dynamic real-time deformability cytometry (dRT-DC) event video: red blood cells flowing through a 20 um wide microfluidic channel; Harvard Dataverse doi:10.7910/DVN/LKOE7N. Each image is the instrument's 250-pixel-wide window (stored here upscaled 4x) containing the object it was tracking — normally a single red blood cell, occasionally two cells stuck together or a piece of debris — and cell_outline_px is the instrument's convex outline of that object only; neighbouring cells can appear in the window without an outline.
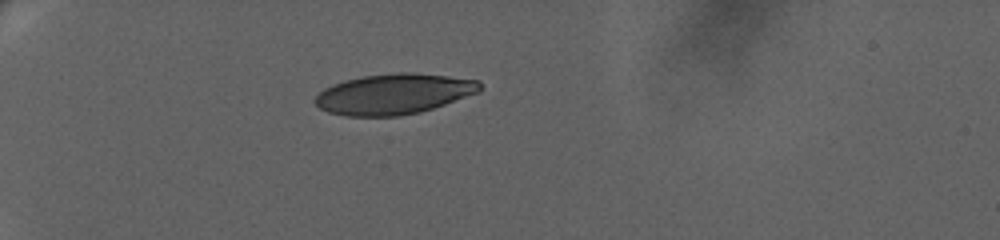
{"species": "human", "species_latin": "Homo sapiens", "temperature_condition": "warm", "stored_images_in_passage": 45, "camera_frame_rate_fps": 3000, "um_per_image_px": 0.085, "donor": {"sex": "female"}, "frame": {"image": 1, "passage_image": 1, "time_ms": 0.0, "image_size_px": [1000, 240], "cell_outline_px": [[480, 92], [420, 112], [400, 116], [344, 116], [328, 112], [320, 108], [312, 100], [324, 88], [332, 84], [344, 80], [364, 76], [396, 72], [412, 72], [448, 76], [480, 80]], "centroid_in_image_um": [33.45, 7.99], "position_along_channel_um": 51.5, "area_um2": 38.96}}
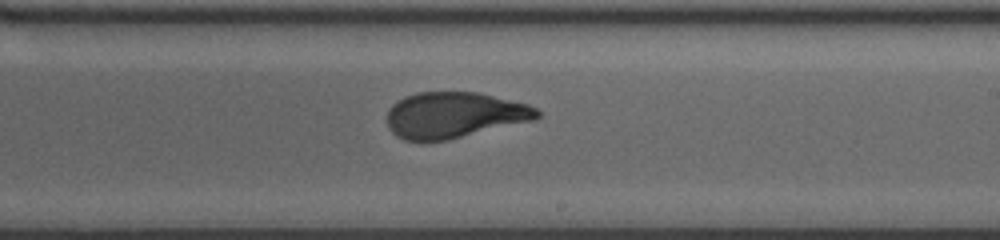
{"frame": {"image": 2, "passage_image": 23, "time_ms": 7.333, "image_size_px": [1000, 240], "cell_outline_px": [[540, 116], [536, 120], [448, 140], [404, 140], [396, 136], [388, 128], [388, 108], [392, 104], [404, 96], [416, 92], [480, 92], [528, 104], [536, 108], [540, 112]], "centroid_in_image_um": [38.63, 9.77], "position_along_channel_um": 250.4, "area_um2": 40.46}}
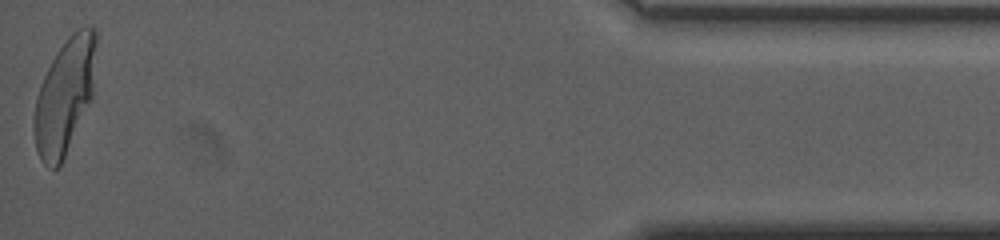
{"frame": {"image": 3, "passage_image": 45, "time_ms": 14.667, "image_size_px": [1000, 240], "cell_outline_px": [[96, 44], [92, 96], [64, 156], [60, 164], [56, 168], [48, 168], [40, 160], [36, 148], [32, 128], [32, 124], [36, 96], [40, 84], [56, 52], [68, 36], [72, 32], [80, 28], [96, 28]], "centroid_in_image_um": [5.46, 8.16], "position_along_channel_um": 429.7, "area_um2": 41.15}, "authors_computed_cell_mechanics": {"area_um2": 40.5756, "velocity_mm_per_s": 3.3135, "shape_relaxation_time_tau1_ms": 6.0479, "shape_relaxation_time_tau2_ms": null, "deformation_change_tau1": 0.2367, "deformation_change_tau2": null}}